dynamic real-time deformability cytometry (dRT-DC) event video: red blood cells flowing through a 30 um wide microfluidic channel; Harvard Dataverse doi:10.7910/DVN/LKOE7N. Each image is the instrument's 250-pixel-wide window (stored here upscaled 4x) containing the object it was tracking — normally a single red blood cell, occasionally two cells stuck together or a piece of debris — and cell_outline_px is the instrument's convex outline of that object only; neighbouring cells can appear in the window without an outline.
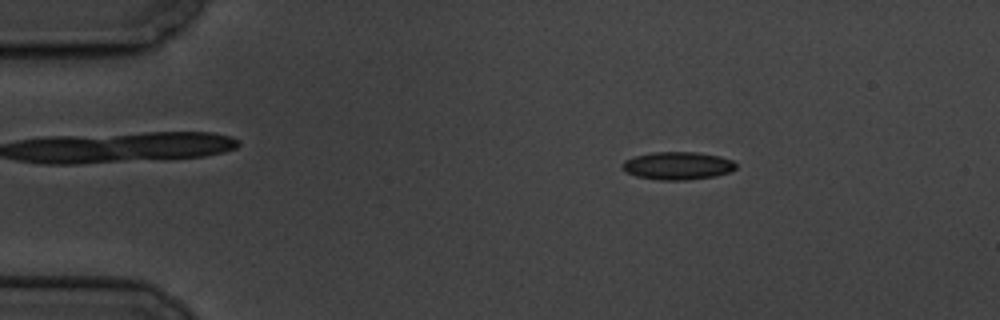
{"species": "common noctule bat (a hibernating species)", "species_latin": "Nyctalus noctula", "temperature_condition": "cold", "stored_images_in_passage": 10, "camera_frame_rate_fps": 3000, "um_per_image_px": 0.085, "animal": {"sex": "male", "body_mass_g": 19.5, "forearm_length_mm": 54.6}, "frame": {"image": 1, "passage_image": 1, "time_ms": 0.0, "image_size_px": [1000, 320], "cell_outline_px": [[736, 168], [732, 172], [716, 176], [688, 180], [660, 180], [636, 176], [624, 172], [620, 168], [620, 164], [624, 160], [636, 156], [652, 152], [696, 152], [720, 156], [732, 160], [736, 164]], "centroid_in_image_um": [57.58, 14.09], "position_along_channel_um": 27.4, "area_um2": 18.73}}
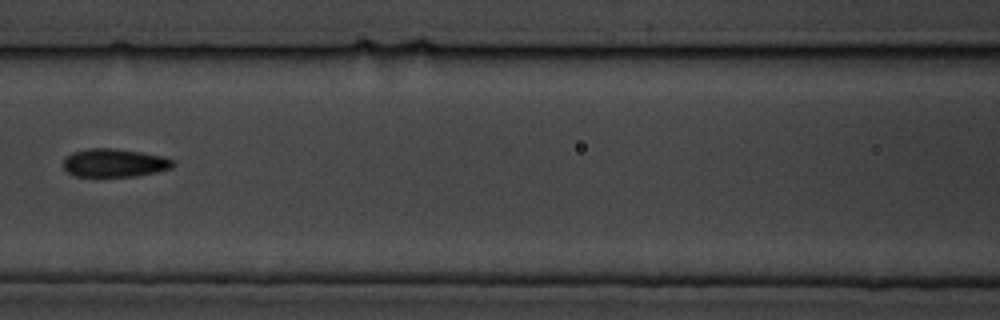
{"frame": {"image": 2, "passage_image": 6, "time_ms": 5.667, "image_size_px": [1000, 320], "cell_outline_px": [[176, 164], [172, 168], [156, 172], [136, 176], [72, 176], [64, 168], [64, 156], [72, 152], [88, 148], [116, 148], [164, 156], [172, 160]], "centroid_in_image_um": [9.72, 13.84], "position_along_channel_um": 156.9, "area_um2": 18.21}}
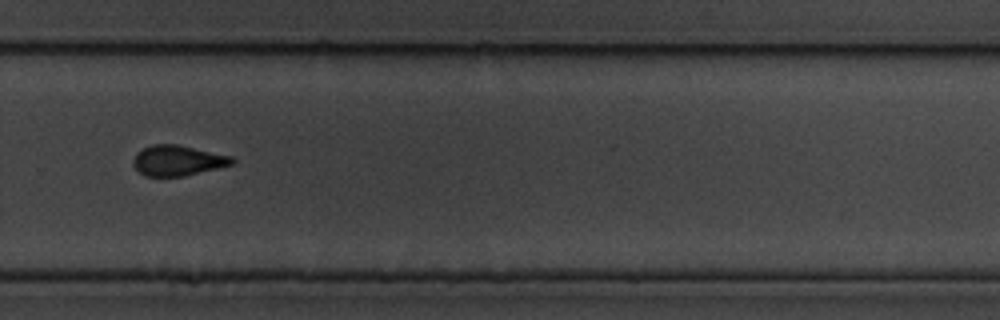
{"frame": {"image": 3, "passage_image": 10, "time_ms": 10.333, "image_size_px": [1000, 320], "cell_outline_px": [[236, 160], [232, 164], [220, 168], [184, 176], [144, 176], [132, 164], [132, 160], [136, 152], [152, 144], [176, 144], [236, 156]], "centroid_in_image_um": [15.15, 13.64], "position_along_channel_um": 314.7, "area_um2": 17.8}}